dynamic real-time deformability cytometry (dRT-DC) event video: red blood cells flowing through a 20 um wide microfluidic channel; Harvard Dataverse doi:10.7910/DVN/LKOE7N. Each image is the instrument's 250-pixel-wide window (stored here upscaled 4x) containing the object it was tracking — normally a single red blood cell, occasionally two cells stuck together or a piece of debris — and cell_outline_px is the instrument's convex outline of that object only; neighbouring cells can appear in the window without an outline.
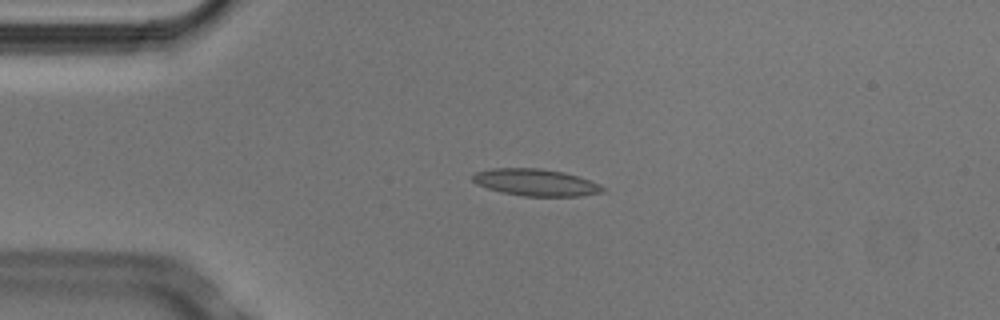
{"species": "Egyptian fruit bat (a non-hibernating species)", "species_latin": "Rousettus aegyptiacus", "temperature_condition": "cold", "stored_images_in_passage": 3, "camera_frame_rate_fps": 3000, "um_per_image_px": 0.085, "animal": {"sex": "male"}, "frame": {"image": 1, "passage_image": 3, "time_ms": 0.667, "image_size_px": [1000, 320], "cell_outline_px": [[608, 188], [604, 192], [580, 196], [524, 196], [504, 192], [488, 188], [476, 184], [472, 180], [472, 176], [476, 172], [492, 168], [540, 168], [564, 172], [600, 184]], "centroid_in_image_um": [45.57, 15.5], "position_along_channel_um": 39.4, "area_um2": 20.35}}